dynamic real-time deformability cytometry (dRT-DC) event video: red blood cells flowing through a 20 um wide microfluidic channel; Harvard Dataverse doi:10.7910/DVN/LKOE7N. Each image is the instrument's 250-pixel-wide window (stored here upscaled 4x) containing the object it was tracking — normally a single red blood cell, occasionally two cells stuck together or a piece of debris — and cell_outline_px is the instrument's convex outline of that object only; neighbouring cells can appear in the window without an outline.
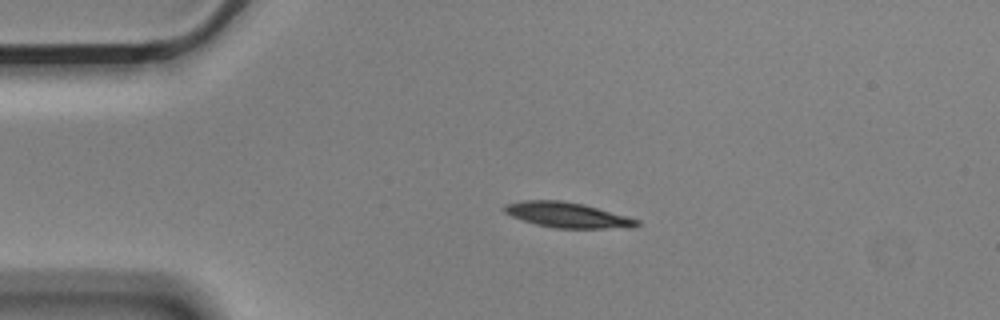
{"species": "Egyptian fruit bat (a non-hibernating species)", "species_latin": "Rousettus aegyptiacus", "temperature_condition": "cold", "stored_images_in_passage": 2, "camera_frame_rate_fps": 3000, "um_per_image_px": 0.085, "animal": {"sex": "male"}, "frame": {"image": 1, "passage_image": 1, "time_ms": 0.0, "image_size_px": [1000, 320], "cell_outline_px": [[640, 224], [632, 228], [556, 228], [536, 224], [512, 216], [504, 212], [500, 208], [504, 204], [524, 200], [560, 200], [584, 204], [640, 220]], "centroid_in_image_um": [48.21, 18.27], "position_along_channel_um": 36.8, "area_um2": 19.54}}